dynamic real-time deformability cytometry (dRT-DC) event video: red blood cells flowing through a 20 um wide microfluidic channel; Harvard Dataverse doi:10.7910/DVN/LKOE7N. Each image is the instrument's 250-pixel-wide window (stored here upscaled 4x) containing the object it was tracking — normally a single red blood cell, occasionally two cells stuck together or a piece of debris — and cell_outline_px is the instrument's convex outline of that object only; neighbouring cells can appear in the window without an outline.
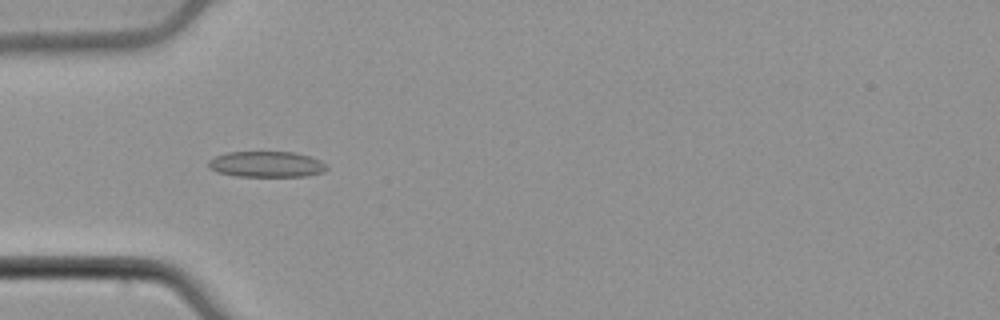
{"species": "common noctule bat (a hibernating species)", "species_latin": "Nyctalus noctula", "temperature_condition": "cold", "stored_images_in_passage": 55, "camera_frame_rate_fps": 3000, "um_per_image_px": 0.085, "animal": {"sex": "male", "body_mass_g": 21.5, "forearm_length_mm": 52.0}, "frame": {"image": 1, "passage_image": 18, "time_ms": 5.667, "image_size_px": [1000, 320], "cell_outline_px": [[328, 168], [324, 172], [308, 176], [236, 176], [216, 172], [208, 168], [208, 160], [216, 156], [228, 152], [296, 152], [320, 160]], "centroid_in_image_um": [22.63, 13.96], "position_along_channel_um": 62.4, "area_um2": 17.86}}
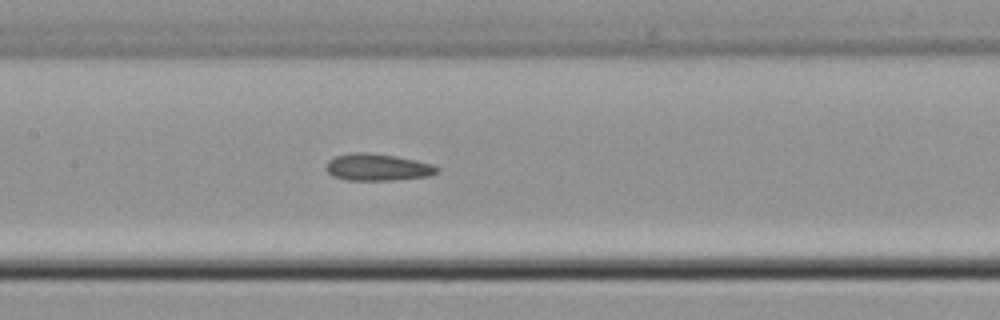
{"frame": {"image": 2, "passage_image": 27, "time_ms": 8.667, "image_size_px": [1000, 320], "cell_outline_px": [[440, 168], [436, 172], [428, 176], [392, 180], [344, 180], [332, 176], [324, 168], [328, 160], [336, 156], [352, 152], [364, 152], [392, 156], [416, 160], [432, 164]], "centroid_in_image_um": [32.03, 14.22], "position_along_channel_um": 175.4, "area_um2": 17.34}}
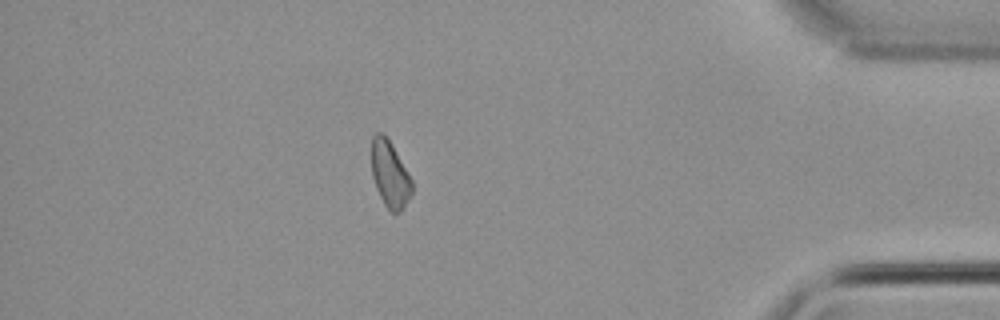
{"frame": {"image": 3, "passage_image": 48, "time_ms": 15.667, "image_size_px": [1000, 320], "cell_outline_px": [[412, 196], [404, 208], [400, 212], [392, 212], [384, 204], [376, 188], [372, 176], [372, 136], [376, 132], [380, 132], [388, 140], [412, 180]], "centroid_in_image_um": [33.14, 14.87], "position_along_channel_um": 402.1, "area_um2": 15.32}, "authors_computed_cell_mechanics": {"area_um2": 17.1666, "velocity_mm_per_s": 3.8559, "shape_relaxation_time_tau1_ms": null, "shape_relaxation_time_tau2_ms": 4.2074, "deformation_change_tau1": null, "deformation_change_tau2": 0.137}}